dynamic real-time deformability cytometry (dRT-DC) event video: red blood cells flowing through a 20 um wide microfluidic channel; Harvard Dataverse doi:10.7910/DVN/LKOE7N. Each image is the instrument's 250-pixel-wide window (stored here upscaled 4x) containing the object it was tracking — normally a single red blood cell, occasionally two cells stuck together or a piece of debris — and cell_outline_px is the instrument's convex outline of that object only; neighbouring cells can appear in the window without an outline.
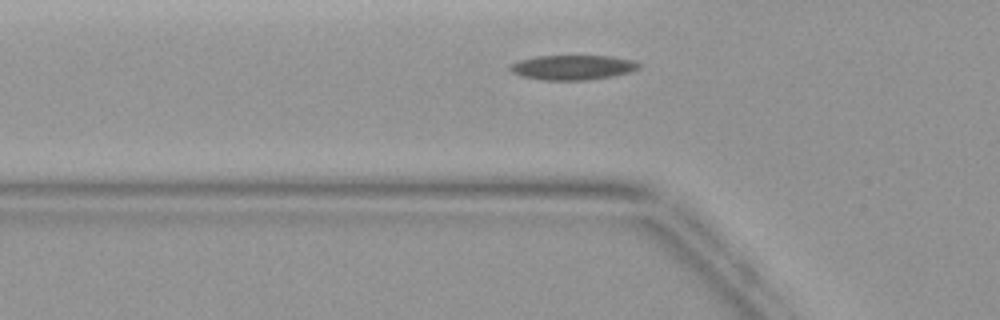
{"species": "common noctule bat (a hibernating species)", "species_latin": "Nyctalus noctula", "temperature_condition": "warm", "stored_images_in_passage": 39, "segment_of_instrument_passage": [1, 2], "camera_frame_rate_fps": 3000, "um_per_image_px": 0.085, "animal": {"sex": "female", "body_mass_g": 19.9}, "frame": {"image": 1, "passage_image": 8, "time_ms": 2.333, "image_size_px": [1000, 320], "cell_outline_px": [[640, 68], [628, 72], [612, 76], [588, 80], [540, 80], [524, 76], [512, 72], [508, 68], [512, 64], [520, 60], [536, 56], [608, 56], [632, 60], [640, 64]], "centroid_in_image_um": [48.67, 5.73], "position_along_channel_um": 77.1, "area_um2": 18.38}}
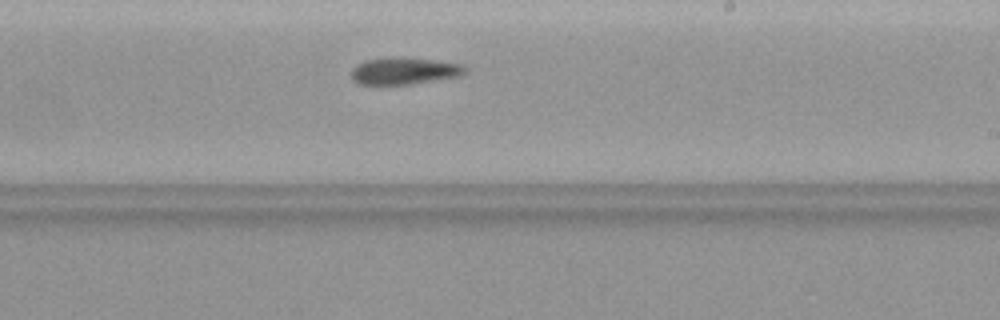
{"frame": {"image": 2, "passage_image": 20, "time_ms": 6.333, "image_size_px": [1000, 320], "cell_outline_px": [[468, 72], [460, 76], [408, 84], [360, 84], [352, 80], [352, 68], [356, 64], [364, 60], [436, 60], [464, 64], [468, 68]], "centroid_in_image_um": [34.42, 6.07], "position_along_channel_um": 254.6, "area_um2": 17.05}}
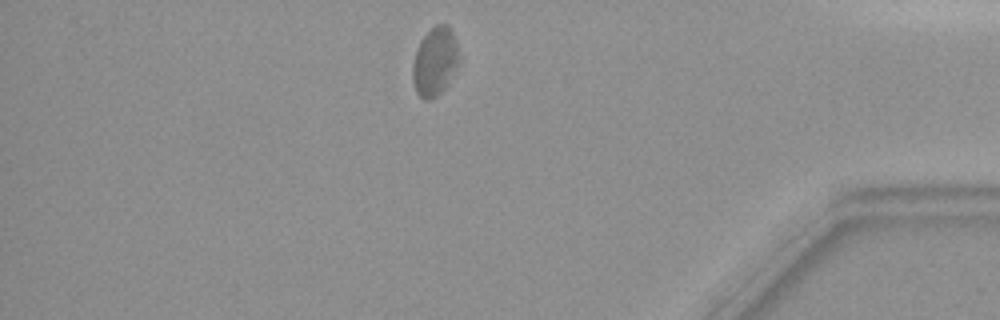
{"frame": {"image": 3, "passage_image": 32, "time_ms": 10.333, "image_size_px": [1000, 320], "cell_outline_px": [[460, 60], [456, 68], [444, 88], [436, 96], [428, 100], [424, 100], [416, 92], [412, 80], [412, 64], [420, 40], [436, 24], [448, 24], [452, 28], [456, 40], [460, 56]], "centroid_in_image_um": [36.97, 5.2], "position_along_channel_um": 398.2, "area_um2": 18.61}}